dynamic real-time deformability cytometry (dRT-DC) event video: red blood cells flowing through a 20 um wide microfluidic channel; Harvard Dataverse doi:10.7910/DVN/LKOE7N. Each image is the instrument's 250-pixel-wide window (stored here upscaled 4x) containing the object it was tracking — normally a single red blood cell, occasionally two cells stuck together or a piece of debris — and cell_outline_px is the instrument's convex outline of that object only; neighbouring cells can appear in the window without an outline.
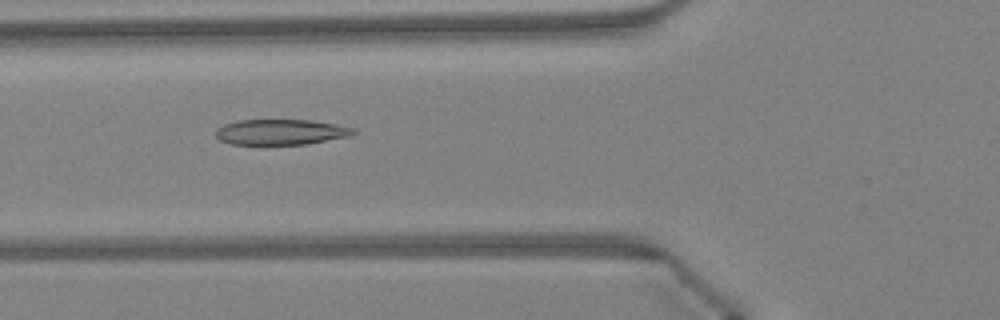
{"species": "Egyptian fruit bat (a non-hibernating species)", "species_latin": "Rousettus aegyptiacus", "temperature_condition": "warm", "stored_images_in_passage": 40, "camera_frame_rate_fps": 3000, "um_per_image_px": 0.085, "animal": {"sex": "female"}, "frame": {"image": 1, "passage_image": 11, "time_ms": 3.333, "image_size_px": [1000, 320], "cell_outline_px": [[356, 132], [352, 136], [308, 144], [232, 144], [220, 140], [216, 136], [216, 128], [224, 124], [240, 120], [308, 120], [336, 124], [352, 128]], "centroid_in_image_um": [23.88, 11.22], "position_along_channel_um": 101.9, "area_um2": 20.4}}
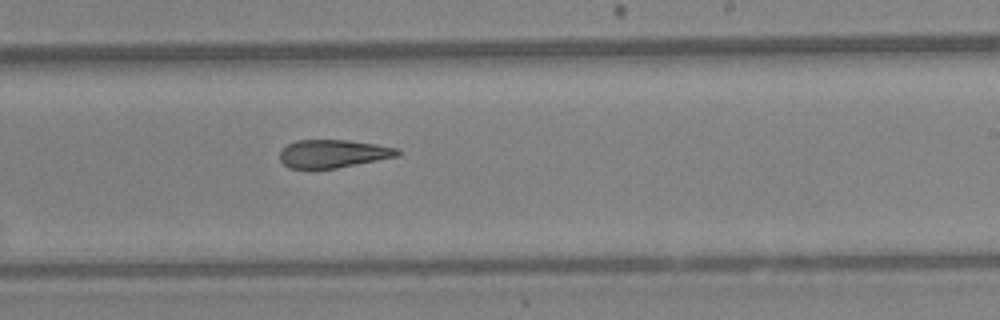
{"frame": {"image": 2, "passage_image": 22, "time_ms": 7.0, "image_size_px": [1000, 320], "cell_outline_px": [[400, 156], [336, 168], [288, 168], [280, 160], [280, 152], [288, 144], [296, 140], [344, 140], [376, 144], [400, 148]], "centroid_in_image_um": [28.35, 13.06], "position_along_channel_um": 260.7, "area_um2": 19.19}}
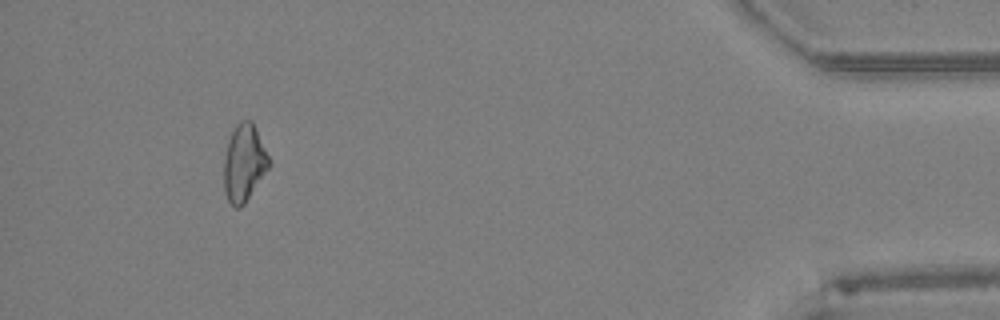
{"frame": {"image": 3, "passage_image": 37, "time_ms": 12.0, "image_size_px": [1000, 320], "cell_outline_px": [[272, 164], [244, 204], [240, 208], [236, 208], [228, 200], [224, 192], [224, 160], [228, 140], [236, 124], [240, 120], [252, 120], [256, 128]], "centroid_in_image_um": [20.75, 13.85], "position_along_channel_um": 414.4, "area_um2": 20.29}, "authors_computed_cell_mechanics": {"area_um2": 20.4034, "velocity_mm_per_s": 4.3689, "shape_relaxation_time_tau1_ms": null, "shape_relaxation_time_tau2_ms": 4.9016, "deformation_change_tau1": null, "deformation_change_tau2": 0.1553}}